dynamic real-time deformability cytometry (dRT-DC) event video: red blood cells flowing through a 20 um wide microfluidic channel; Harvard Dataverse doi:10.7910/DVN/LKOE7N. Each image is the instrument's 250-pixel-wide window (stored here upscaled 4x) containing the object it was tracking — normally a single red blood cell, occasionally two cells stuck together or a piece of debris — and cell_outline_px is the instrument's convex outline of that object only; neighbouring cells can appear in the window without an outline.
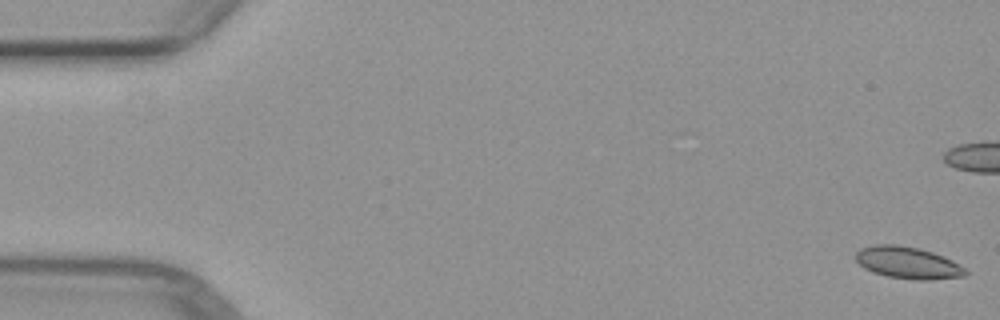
{"species": "common noctule bat (a hibernating species)", "species_latin": "Nyctalus noctula", "temperature_condition": "warm", "stored_images_in_passage": 7, "camera_frame_rate_fps": 3000, "um_per_image_px": 0.085, "animal": {"sex": "female", "body_mass_g": 29.2, "forearm_length_mm": 56.3}, "frame": {"image": 1, "passage_image": 1, "time_ms": 0.0, "image_size_px": [1000, 320], "cell_outline_px": [[968, 272], [964, 276], [924, 280], [916, 280], [888, 276], [872, 272], [864, 268], [856, 260], [856, 252], [860, 248], [876, 244], [896, 244], [920, 248], [944, 256], [952, 260], [964, 268]], "centroid_in_image_um": [77.15, 22.32], "position_along_channel_um": 7.9, "area_um2": 20.35}}